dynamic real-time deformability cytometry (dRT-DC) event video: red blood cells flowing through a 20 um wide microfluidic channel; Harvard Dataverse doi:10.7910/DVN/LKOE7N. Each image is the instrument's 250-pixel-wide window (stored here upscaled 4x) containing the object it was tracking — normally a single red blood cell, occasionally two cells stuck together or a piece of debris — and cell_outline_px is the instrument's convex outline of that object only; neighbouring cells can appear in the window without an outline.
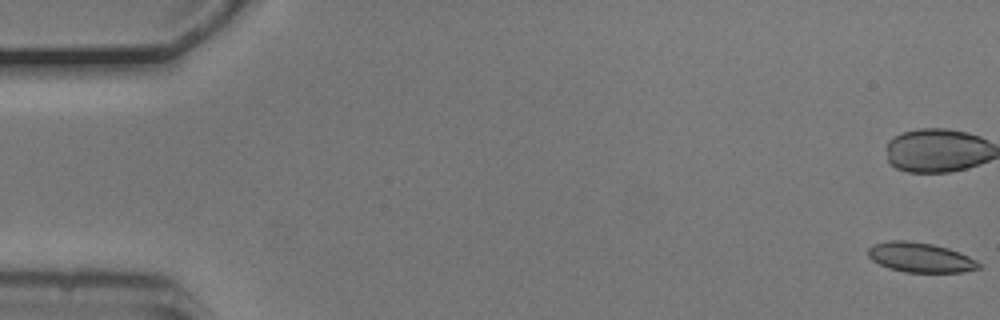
{"species": "common noctule bat (a hibernating species)", "species_latin": "Nyctalus noctula", "temperature_condition": "cold", "stored_images_in_passage": 16, "camera_frame_rate_fps": 3000, "um_per_image_px": 0.085, "animal": {"sex": "male", "body_mass_g": 20.5, "forearm_length_mm": 52.5}, "frame": {"image": 1, "passage_image": 1, "time_ms": 0.0, "image_size_px": [1000, 320], "cell_outline_px": [[980, 268], [964, 272], [904, 272], [888, 268], [872, 260], [868, 256], [868, 248], [872, 244], [888, 240], [908, 240], [932, 244], [948, 248], [960, 252], [976, 260], [980, 264]], "centroid_in_image_um": [78.21, 21.87], "position_along_channel_um": 6.8, "area_um2": 19.31}}